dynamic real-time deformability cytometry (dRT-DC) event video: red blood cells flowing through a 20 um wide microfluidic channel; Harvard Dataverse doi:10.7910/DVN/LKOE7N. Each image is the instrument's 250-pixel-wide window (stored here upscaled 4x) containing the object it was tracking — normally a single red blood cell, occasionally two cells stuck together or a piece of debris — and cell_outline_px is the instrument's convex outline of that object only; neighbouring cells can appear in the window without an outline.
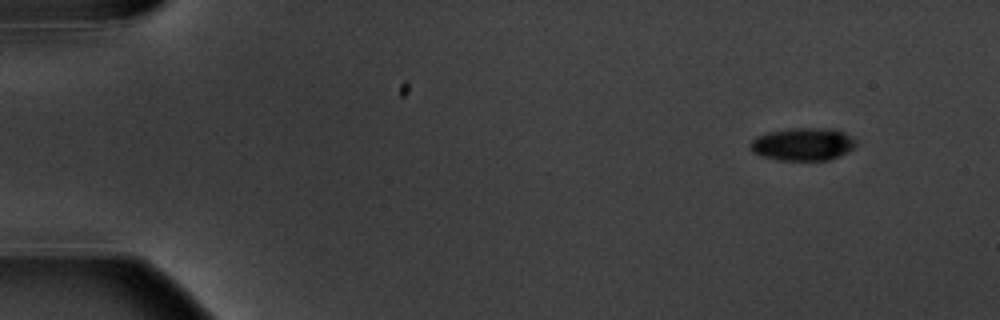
{"species": "common noctule bat (a hibernating species)", "species_latin": "Nyctalus noctula", "temperature_condition": "warm", "stored_images_in_passage": 10, "camera_frame_rate_fps": 3000, "um_per_image_px": 0.085, "animal": {"sex": "male", "body_mass_g": 20.1, "forearm_length_mm": 53.5}, "frame": {"image": 1, "passage_image": 1, "time_ms": 0.0, "image_size_px": [1000, 320], "cell_outline_px": [[856, 144], [852, 148], [840, 156], [828, 160], [776, 160], [760, 156], [752, 152], [748, 144], [756, 136], [768, 132], [788, 128], [836, 128], [844, 132], [856, 140]], "centroid_in_image_um": [68.21, 12.25], "position_along_channel_um": 16.8, "area_um2": 20.46}}
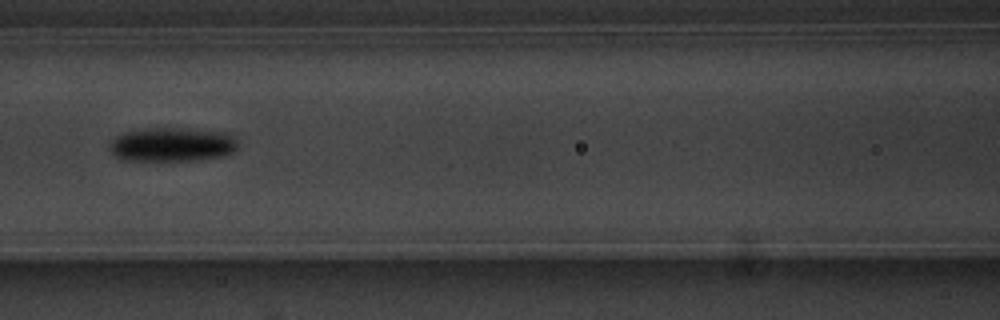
{"frame": {"image": 2, "passage_image": 7, "time_ms": 7.0, "image_size_px": [1000, 320], "cell_outline_px": [[236, 152], [224, 156], [200, 160], [124, 160], [116, 156], [112, 152], [112, 140], [116, 136], [124, 132], [148, 128], [188, 128], [228, 132], [236, 140]], "centroid_in_image_um": [14.7, 12.28], "position_along_channel_um": 151.9, "area_um2": 25.49}}
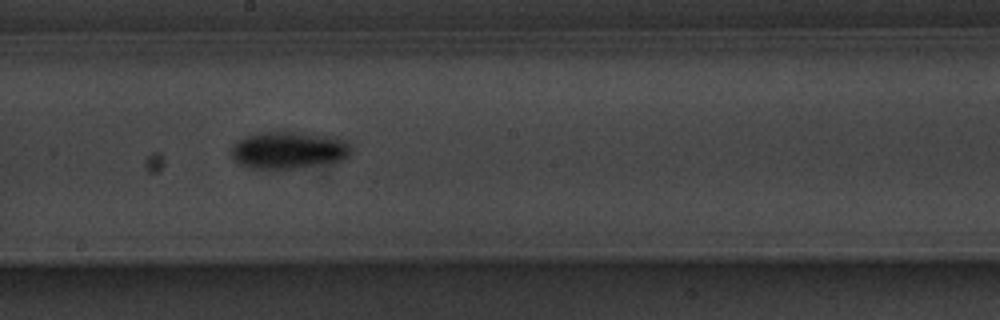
{"frame": {"image": 3, "passage_image": 9, "time_ms": 9.0, "image_size_px": [1000, 320], "cell_outline_px": [[352, 152], [344, 160], [300, 168], [252, 168], [240, 164], [232, 156], [232, 144], [236, 140], [244, 136], [260, 132], [284, 128], [336, 136], [344, 140], [352, 148]], "centroid_in_image_um": [24.56, 12.69], "position_along_channel_um": 223.6, "area_um2": 27.05}}